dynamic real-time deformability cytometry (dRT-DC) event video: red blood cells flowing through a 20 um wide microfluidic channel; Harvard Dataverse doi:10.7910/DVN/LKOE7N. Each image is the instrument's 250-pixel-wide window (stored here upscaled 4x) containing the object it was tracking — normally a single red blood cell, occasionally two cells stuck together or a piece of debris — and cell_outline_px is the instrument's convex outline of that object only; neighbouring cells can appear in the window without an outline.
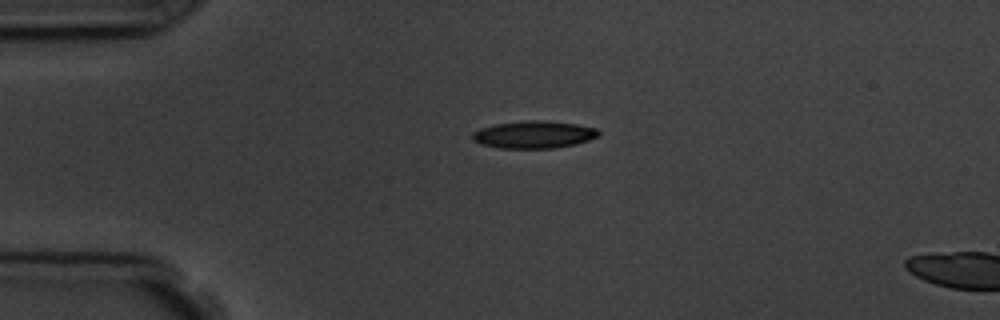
{"species": "common noctule bat (a hibernating species)", "species_latin": "Nyctalus noctula", "temperature_condition": "room temperature", "stored_images_in_passage": 2, "camera_frame_rate_fps": 3000, "um_per_image_px": 0.085, "animal": {"sex": "male", "body_mass_g": 19.5, "forearm_length_mm": 54.6}, "frame": {"image": 1, "passage_image": 1, "time_ms": 0.0, "image_size_px": [1000, 320], "cell_outline_px": [[600, 136], [576, 144], [552, 148], [500, 148], [480, 144], [472, 140], [472, 132], [480, 128], [496, 124], [528, 120], [544, 120], [576, 124], [596, 128], [600, 132]], "centroid_in_image_um": [45.37, 11.44], "position_along_channel_um": 39.6, "area_um2": 20.17}}